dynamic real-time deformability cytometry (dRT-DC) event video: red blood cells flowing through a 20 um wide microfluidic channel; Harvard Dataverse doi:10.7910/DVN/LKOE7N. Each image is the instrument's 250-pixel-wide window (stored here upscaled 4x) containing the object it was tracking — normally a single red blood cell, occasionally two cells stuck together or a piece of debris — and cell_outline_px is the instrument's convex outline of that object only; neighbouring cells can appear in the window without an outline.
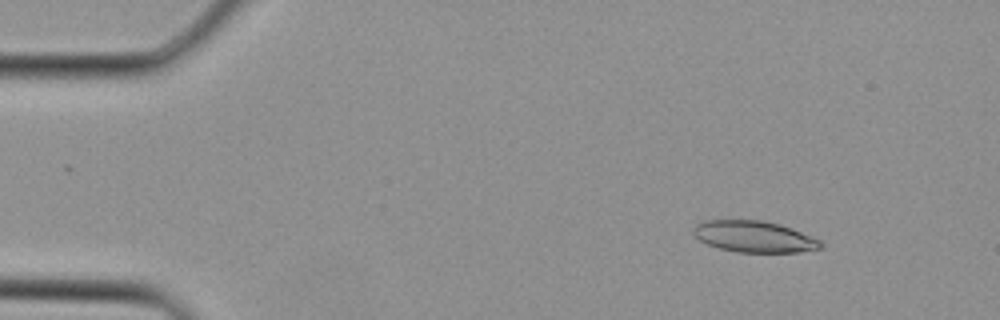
{"species": "Egyptian fruit bat (a non-hibernating species)", "species_latin": "Rousettus aegyptiacus", "temperature_condition": "cold", "stored_images_in_passage": 3, "camera_frame_rate_fps": 3000, "um_per_image_px": 0.085, "animal": {"sex": "female"}, "frame": {"image": 1, "passage_image": 1, "time_ms": 0.0, "image_size_px": [1000, 320], "cell_outline_px": [[824, 244], [820, 248], [800, 252], [736, 252], [720, 248], [708, 244], [700, 240], [692, 232], [692, 228], [700, 220], [764, 220], [780, 224], [820, 240]], "centroid_in_image_um": [64.07, 20.1], "position_along_channel_um": 20.9, "area_um2": 23.24}}
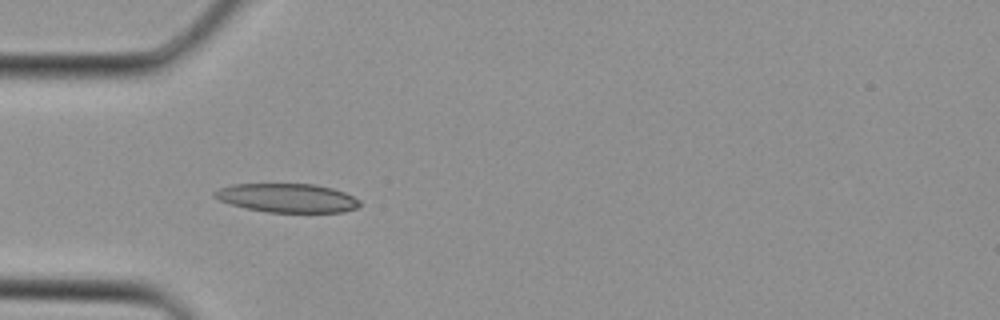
{"frame": {"image": 2, "passage_image": 2, "time_ms": 0.333, "image_size_px": [1000, 320], "cell_outline_px": [[360, 204], [356, 208], [344, 212], [268, 212], [244, 208], [220, 200], [212, 196], [212, 192], [220, 188], [232, 184], [316, 184], [332, 188], [344, 192], [360, 200]], "centroid_in_image_um": [24.41, 16.82], "position_along_channel_um": 60.6, "area_um2": 24.39}}
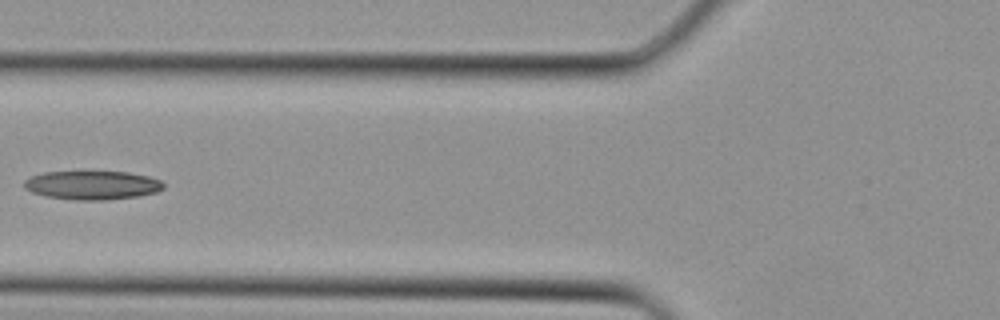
{"frame": {"image": 3, "passage_image": 3, "time_ms": 0.667, "image_size_px": [1000, 320], "cell_outline_px": [[164, 188], [156, 192], [140, 196], [104, 200], [76, 200], [44, 196], [32, 192], [24, 188], [24, 180], [32, 176], [44, 172], [128, 172], [148, 176], [160, 180], [164, 184]], "centroid_in_image_um": [7.84, 15.74], "position_along_channel_um": 118.0, "area_um2": 23.35}}